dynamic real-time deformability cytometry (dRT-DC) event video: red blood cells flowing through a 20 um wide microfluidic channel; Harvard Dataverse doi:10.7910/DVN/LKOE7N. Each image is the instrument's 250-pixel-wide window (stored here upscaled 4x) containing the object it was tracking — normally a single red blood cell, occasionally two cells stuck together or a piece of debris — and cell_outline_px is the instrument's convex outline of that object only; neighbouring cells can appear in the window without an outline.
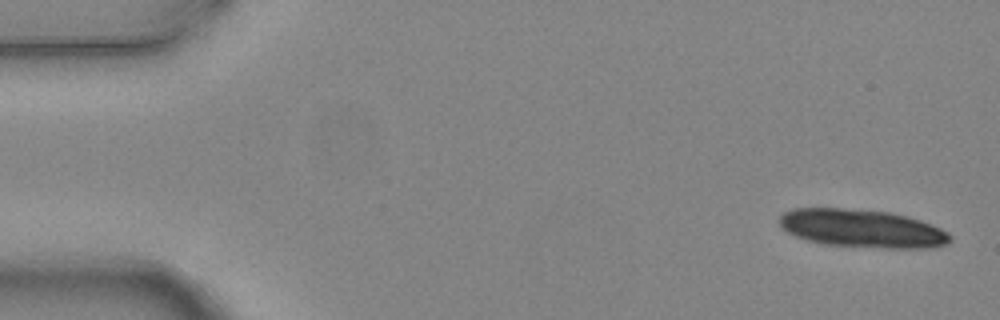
{"species": "common noctule bat (a hibernating species)", "species_latin": "Nyctalus noctula", "temperature_condition": "warm", "stored_images_in_passage": 4, "camera_frame_rate_fps": 3000, "um_per_image_px": 0.085, "animal": {"sex": "female", "body_mass_g": 24.6, "forearm_length_mm": 56.2}, "frame": {"image": 1, "passage_image": 1, "time_ms": 0.0, "image_size_px": [1000, 320], "cell_outline_px": [[952, 240], [944, 244], [928, 248], [884, 248], [824, 244], [808, 240], [796, 236], [780, 228], [780, 216], [784, 212], [792, 208], [840, 208], [888, 212], [908, 216], [920, 220], [940, 228], [948, 232], [952, 236]], "centroid_in_image_um": [73.27, 19.42], "position_along_channel_um": 11.7, "area_um2": 37.8}}